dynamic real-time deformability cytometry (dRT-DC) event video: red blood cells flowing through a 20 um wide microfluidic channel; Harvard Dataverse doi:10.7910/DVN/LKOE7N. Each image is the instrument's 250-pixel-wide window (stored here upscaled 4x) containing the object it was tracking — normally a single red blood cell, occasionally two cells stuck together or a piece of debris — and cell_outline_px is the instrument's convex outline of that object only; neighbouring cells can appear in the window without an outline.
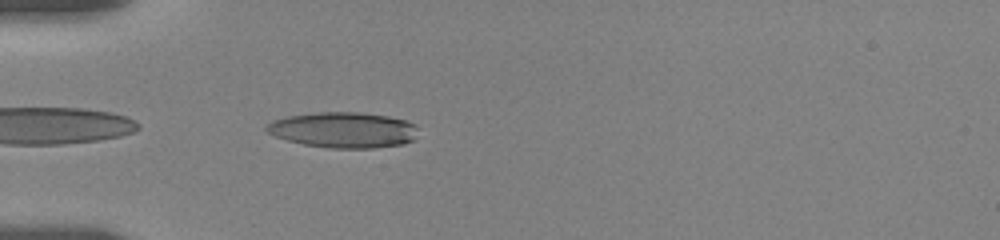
{"species": "human", "species_latin": "Homo sapiens", "temperature_condition": "room temperature", "stored_images_in_passage": 8, "camera_frame_rate_fps": 3000, "um_per_image_px": 0.085, "donor": {"sex": "female"}, "frame": {"image": 1, "passage_image": 4, "time_ms": 0.667, "image_size_px": [1000, 240], "cell_outline_px": [[416, 136], [412, 140], [404, 144], [372, 148], [328, 148], [304, 144], [288, 140], [276, 136], [268, 132], [264, 128], [272, 120], [288, 116], [320, 112], [356, 112], [388, 116], [404, 120], [416, 124]], "centroid_in_image_um": [29.2, 11.04], "position_along_channel_um": 55.8, "area_um2": 31.33}}